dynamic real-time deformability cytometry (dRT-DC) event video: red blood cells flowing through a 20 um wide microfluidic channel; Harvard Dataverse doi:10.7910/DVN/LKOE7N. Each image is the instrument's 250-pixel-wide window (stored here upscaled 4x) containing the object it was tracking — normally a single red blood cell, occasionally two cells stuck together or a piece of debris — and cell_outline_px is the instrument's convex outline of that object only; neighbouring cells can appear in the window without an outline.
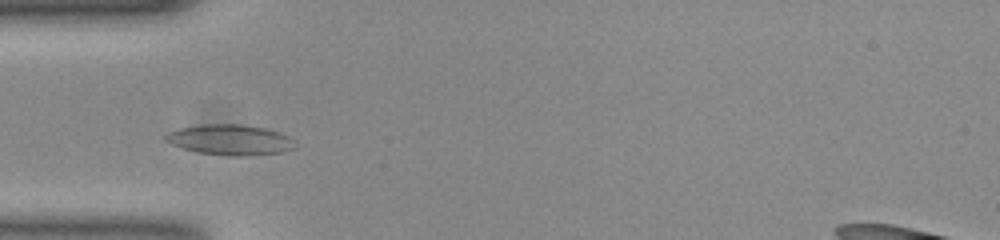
{"species": "common noctule bat (a hibernating species)", "species_latin": "Nyctalus noctula", "temperature_condition": "room temperature", "stored_images_in_passage": 25, "camera_frame_rate_fps": 3000, "um_per_image_px": 0.085, "animal": {"sex": "female", "body_mass_g": 23.0, "forearm_length_mm": 53.4}, "frame": {"image": 1, "passage_image": 2, "time_ms": 0.333, "image_size_px": [1000, 240], "cell_outline_px": [[296, 148], [280, 152], [248, 156], [232, 156], [200, 152], [184, 148], [172, 144], [164, 140], [164, 136], [168, 132], [180, 128], [200, 124], [240, 124], [264, 128], [288, 136], [292, 140]], "centroid_in_image_um": [19.54, 11.88], "position_along_channel_um": 65.5, "area_um2": 22.72}}
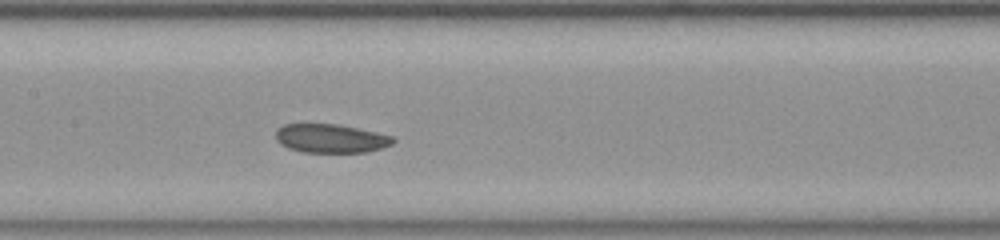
{"frame": {"image": 2, "passage_image": 11, "time_ms": 3.333, "image_size_px": [1000, 240], "cell_outline_px": [[396, 140], [392, 144], [368, 152], [304, 152], [288, 148], [280, 144], [276, 140], [276, 128], [284, 124], [336, 124], [376, 132], [392, 136]], "centroid_in_image_um": [28.09, 11.76], "position_along_channel_um": 179.3, "area_um2": 19.59}}
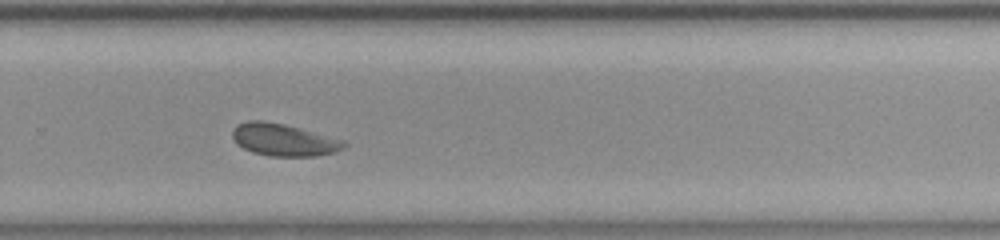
{"frame": {"image": 3, "passage_image": 21, "time_ms": 6.667, "image_size_px": [1000, 240], "cell_outline_px": [[348, 144], [344, 148], [336, 152], [316, 156], [272, 156], [252, 152], [236, 144], [232, 136], [232, 132], [236, 124], [248, 120], [264, 120], [284, 124], [344, 140]], "centroid_in_image_um": [24.1, 11.88], "position_along_channel_um": 305.7, "area_um2": 21.04}}